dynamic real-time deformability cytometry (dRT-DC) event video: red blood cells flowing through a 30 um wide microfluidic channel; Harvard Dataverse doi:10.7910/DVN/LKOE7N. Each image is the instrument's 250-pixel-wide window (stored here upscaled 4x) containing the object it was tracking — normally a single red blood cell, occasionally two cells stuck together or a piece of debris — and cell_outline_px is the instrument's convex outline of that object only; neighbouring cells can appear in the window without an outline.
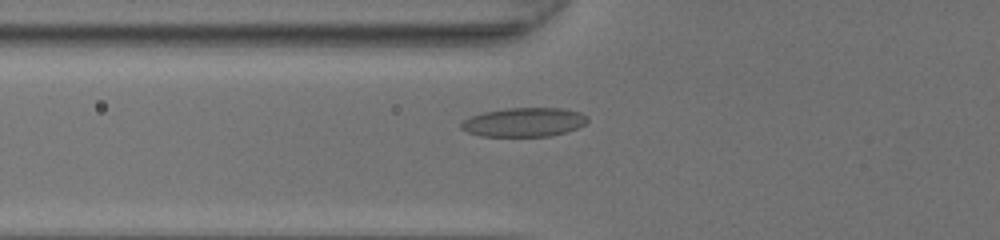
{"species": "common noctule bat (a hibernating species)", "species_latin": "Nyctalus noctula", "temperature_condition": "room temperature", "stored_images_in_passage": 46, "camera_frame_rate_fps": 3000, "um_per_image_px": 0.085, "animal": {"sex": "female", "body_mass_g": 20.0, "forearm_length_mm": 54.0}, "frame": {"image": 1, "passage_image": 16, "time_ms": 5.0, "image_size_px": [1000, 240], "cell_outline_px": [[588, 120], [584, 124], [576, 128], [564, 132], [548, 136], [480, 136], [468, 132], [460, 128], [460, 124], [464, 120], [472, 116], [484, 112], [504, 108], [560, 108], [580, 112], [588, 116]], "centroid_in_image_um": [44.53, 10.38], "position_along_channel_um": 81.3, "area_um2": 21.21}}
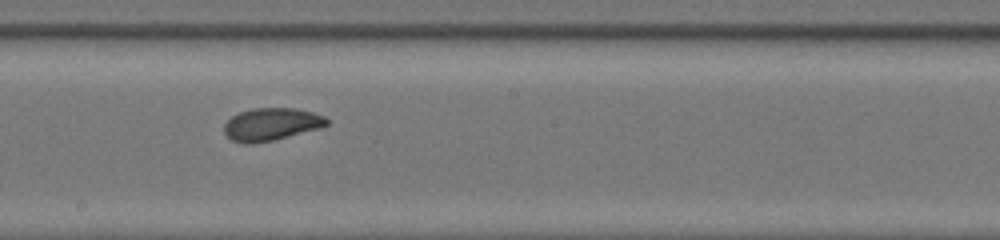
{"frame": {"image": 2, "passage_image": 26, "time_ms": 8.333, "image_size_px": [1000, 240], "cell_outline_px": [[328, 124], [320, 128], [272, 140], [252, 144], [244, 144], [232, 140], [224, 132], [224, 124], [232, 116], [240, 112], [252, 108], [296, 108], [312, 112], [324, 116], [328, 120]], "centroid_in_image_um": [23.05, 10.56], "position_along_channel_um": 225.2, "area_um2": 19.36}}
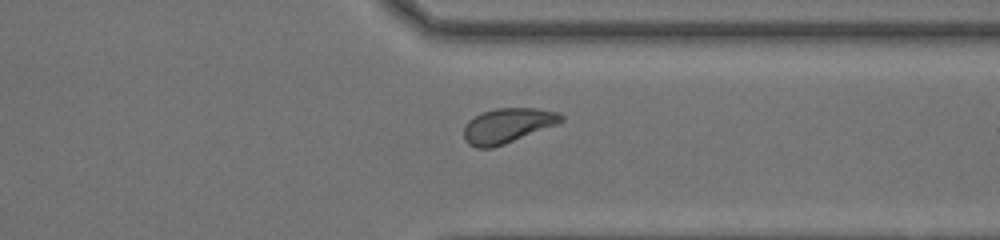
{"frame": {"image": 3, "passage_image": 36, "time_ms": 11.667, "image_size_px": [1000, 240], "cell_outline_px": [[564, 120], [560, 124], [504, 144], [492, 148], [476, 148], [468, 144], [464, 140], [464, 128], [468, 120], [484, 112], [496, 108], [536, 108], [556, 112], [564, 116]], "centroid_in_image_um": [43.16, 10.68], "position_along_channel_um": 368.2, "area_um2": 19.83}, "authors_computed_cell_mechanics": {"area_um2": 19.5364, "velocity_mm_per_s": 4.2955, "shape_relaxation_time_tau1_ms": 3.6674, "shape_relaxation_time_tau2_ms": 2.1301, "deformation_change_tau1": 0.1338, "deformation_change_tau2": 0.0746}}